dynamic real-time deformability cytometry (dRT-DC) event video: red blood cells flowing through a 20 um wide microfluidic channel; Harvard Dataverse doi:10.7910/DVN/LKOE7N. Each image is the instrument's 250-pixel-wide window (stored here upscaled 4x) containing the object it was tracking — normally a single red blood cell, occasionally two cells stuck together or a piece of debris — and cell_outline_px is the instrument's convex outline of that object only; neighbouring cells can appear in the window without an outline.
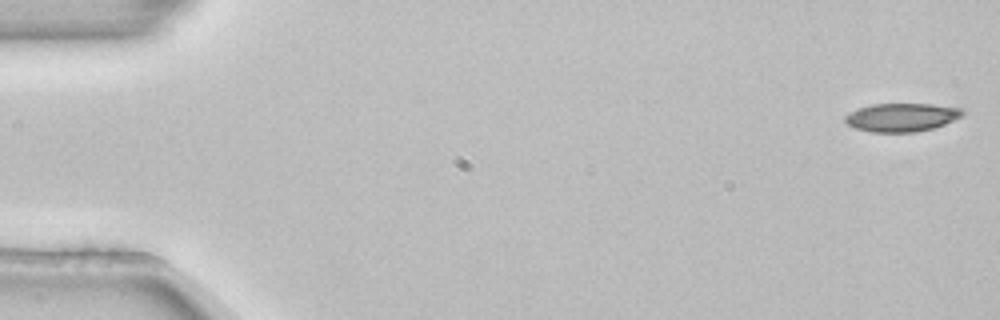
{"species": "common noctule bat (a hibernating species)", "species_latin": "Nyctalus noctula", "temperature_condition": "room temperature", "stored_images_in_passage": 5, "camera_frame_rate_fps": 3000, "um_per_image_px": 0.085, "animal": {"sex": "female", "body_mass_g": 22.7, "forearm_length_mm": 54.2}, "frame": {"image": 1, "passage_image": 1, "time_ms": 0.0, "image_size_px": [1000, 320], "cell_outline_px": [[964, 112], [960, 116], [944, 124], [932, 128], [916, 132], [872, 132], [856, 128], [848, 124], [844, 120], [844, 116], [848, 112], [872, 104], [932, 104], [960, 108]], "centroid_in_image_um": [76.59, 9.97], "position_along_channel_um": 8.4, "area_um2": 19.19}}
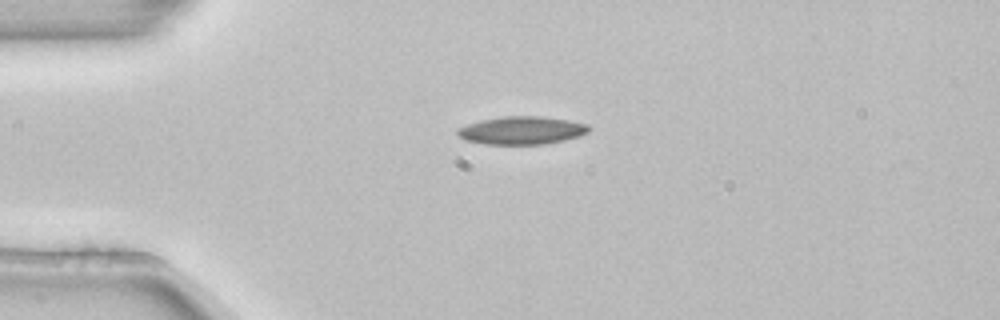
{"frame": {"image": 2, "passage_image": 3, "time_ms": 0.667, "image_size_px": [1000, 320], "cell_outline_px": [[592, 128], [588, 132], [580, 136], [564, 140], [544, 144], [484, 144], [464, 140], [456, 132], [456, 128], [480, 120], [504, 116], [540, 116], [568, 120], [588, 124]], "centroid_in_image_um": [44.35, 11.08], "position_along_channel_um": 40.6, "area_um2": 21.5}}